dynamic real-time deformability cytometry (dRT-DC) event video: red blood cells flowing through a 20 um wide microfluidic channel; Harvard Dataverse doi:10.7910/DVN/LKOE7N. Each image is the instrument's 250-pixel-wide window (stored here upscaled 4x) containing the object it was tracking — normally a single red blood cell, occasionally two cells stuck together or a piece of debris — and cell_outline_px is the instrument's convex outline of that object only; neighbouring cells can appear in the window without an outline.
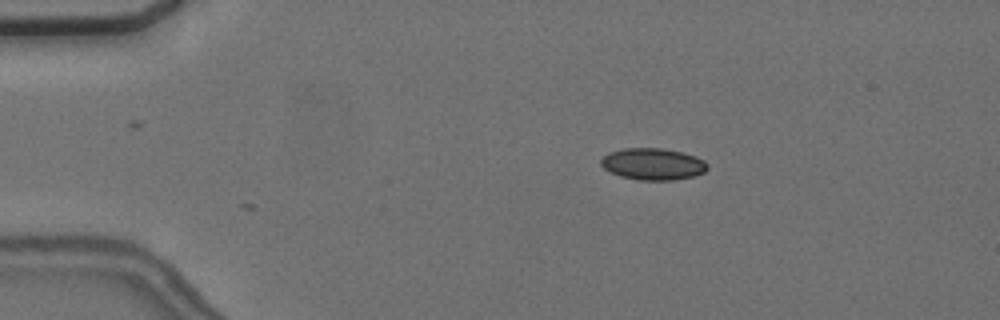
{"species": "common noctule bat (a hibernating species)", "species_latin": "Nyctalus noctula", "temperature_condition": "cold", "stored_images_in_passage": 4, "camera_frame_rate_fps": 3000, "um_per_image_px": 0.085, "animal": {"sex": "female", "body_mass_g": 24.6, "forearm_length_mm": 56.2}, "frame": {"image": 1, "passage_image": 2, "time_ms": 1.333, "image_size_px": [1000, 320], "cell_outline_px": [[708, 168], [704, 172], [692, 176], [672, 180], [640, 180], [620, 176], [604, 168], [600, 164], [600, 160], [608, 152], [624, 148], [664, 148], [696, 156], [704, 160], [708, 164]], "centroid_in_image_um": [55.49, 13.93], "position_along_channel_um": 29.5, "area_um2": 19.65}}